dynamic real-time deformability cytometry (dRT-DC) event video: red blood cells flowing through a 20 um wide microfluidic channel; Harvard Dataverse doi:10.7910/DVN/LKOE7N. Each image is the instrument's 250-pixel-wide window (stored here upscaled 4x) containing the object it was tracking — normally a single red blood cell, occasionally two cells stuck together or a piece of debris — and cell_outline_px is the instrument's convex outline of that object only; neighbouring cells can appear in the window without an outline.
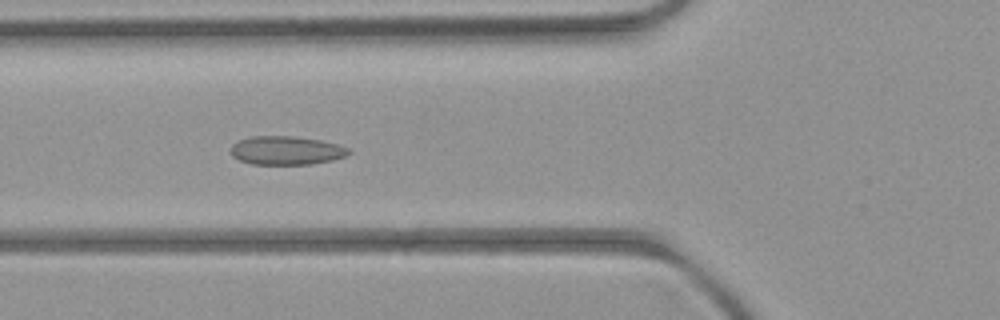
{"species": "common noctule bat (a hibernating species)", "species_latin": "Nyctalus noctula", "temperature_condition": "room temperature", "stored_images_in_passage": 5, "camera_frame_rate_fps": 3000, "um_per_image_px": 0.085, "animal": {"sex": "female", "body_mass_g": 21.9}, "frame": {"image": 1, "passage_image": 3, "time_ms": 2.333, "image_size_px": [1000, 320], "cell_outline_px": [[352, 152], [344, 156], [332, 160], [312, 164], [252, 164], [240, 160], [232, 156], [232, 144], [248, 136], [292, 136], [320, 140], [336, 144], [348, 148]], "centroid_in_image_um": [24.33, 12.78], "position_along_channel_um": 101.5, "area_um2": 19.54}}
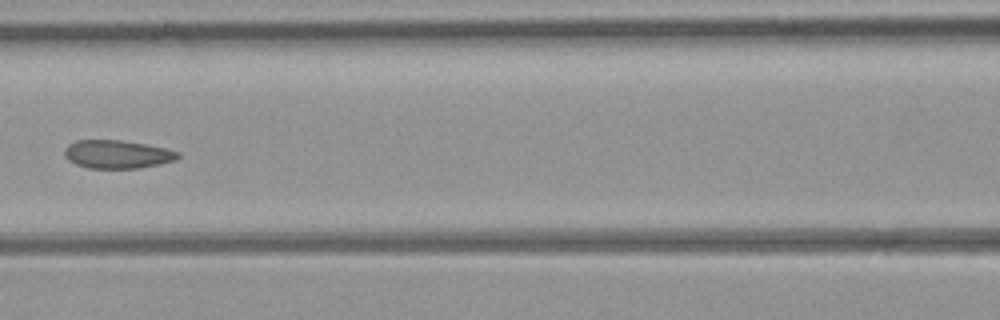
{"frame": {"image": 2, "passage_image": 4, "time_ms": 3.667, "image_size_px": [1000, 320], "cell_outline_px": [[180, 156], [176, 160], [160, 164], [140, 168], [88, 168], [76, 164], [68, 160], [64, 156], [64, 148], [68, 144], [76, 140], [120, 140], [148, 144], [180, 152]], "centroid_in_image_um": [9.96, 13.11], "position_along_channel_um": 156.6, "area_um2": 18.84}}
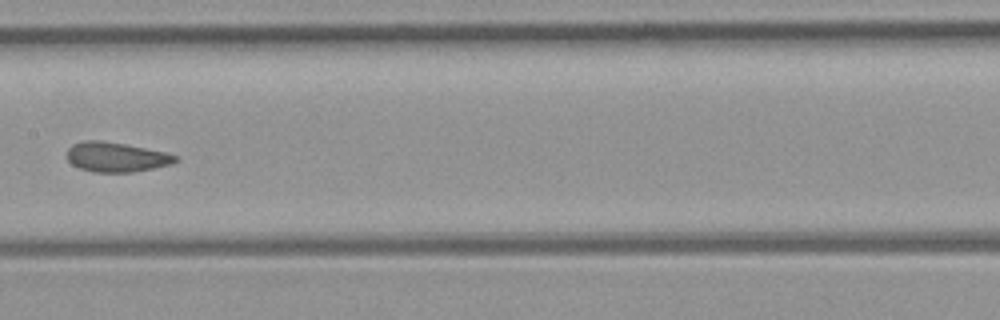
{"frame": {"image": 3, "passage_image": 5, "time_ms": 4.667, "image_size_px": [1000, 320], "cell_outline_px": [[180, 160], [172, 164], [132, 172], [92, 172], [80, 168], [72, 164], [68, 160], [68, 148], [72, 144], [84, 140], [100, 140], [124, 144], [164, 152], [176, 156]], "centroid_in_image_um": [9.86, 13.35], "position_along_channel_um": 197.5, "area_um2": 18.61}}